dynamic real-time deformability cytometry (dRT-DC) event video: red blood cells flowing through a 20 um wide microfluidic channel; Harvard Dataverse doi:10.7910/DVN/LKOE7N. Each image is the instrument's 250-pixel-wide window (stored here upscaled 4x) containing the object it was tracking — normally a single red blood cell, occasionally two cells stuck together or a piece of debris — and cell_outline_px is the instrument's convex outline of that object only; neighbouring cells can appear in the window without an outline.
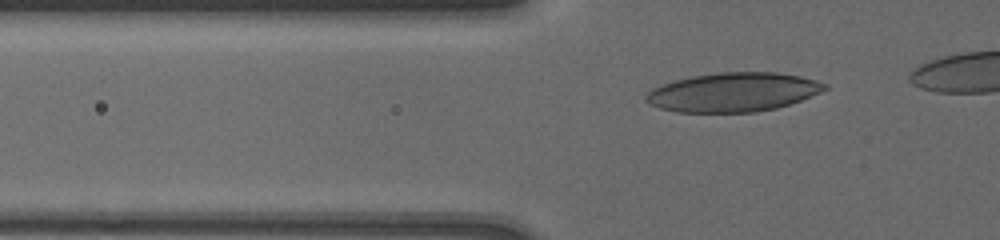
{"species": "human", "species_latin": "Homo sapiens", "temperature_condition": "cold", "stored_images_in_passage": 39, "camera_frame_rate_fps": 3000, "um_per_image_px": 0.085, "donor": {"sex": "male"}, "frame": {"image": 1, "passage_image": 6, "time_ms": 1.333, "image_size_px": [1000, 240], "cell_outline_px": [[828, 88], [820, 92], [800, 100], [776, 108], [756, 112], [676, 112], [660, 108], [648, 104], [644, 100], [644, 96], [652, 88], [676, 80], [692, 76], [716, 72], [776, 72], [800, 76], [816, 80], [828, 84]], "centroid_in_image_um": [62.3, 7.83], "position_along_channel_um": 63.5, "area_um2": 40.69}}
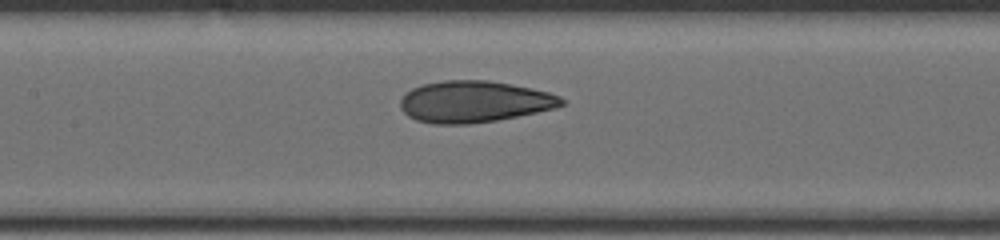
{"frame": {"image": 2, "passage_image": 16, "time_ms": 4.333, "image_size_px": [1000, 240], "cell_outline_px": [[564, 104], [552, 108], [536, 112], [496, 120], [468, 124], [432, 124], [416, 120], [408, 116], [400, 108], [400, 100], [412, 88], [424, 84], [444, 80], [484, 80], [512, 84], [532, 88], [548, 92], [560, 96], [564, 100]], "centroid_in_image_um": [40.28, 8.64], "position_along_channel_um": 167.1, "area_um2": 38.78}}
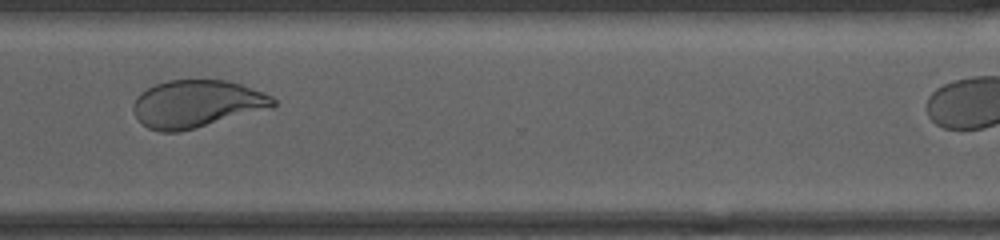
{"frame": {"image": 3, "passage_image": 31, "time_ms": 9.333, "image_size_px": [1000, 240], "cell_outline_px": [[276, 104], [272, 108], [180, 132], [160, 132], [148, 128], [140, 124], [132, 108], [136, 96], [140, 92], [156, 84], [168, 80], [228, 80], [264, 92], [272, 96], [276, 100]], "centroid_in_image_um": [16.71, 8.83], "position_along_channel_um": 353.9, "area_um2": 38.9}}